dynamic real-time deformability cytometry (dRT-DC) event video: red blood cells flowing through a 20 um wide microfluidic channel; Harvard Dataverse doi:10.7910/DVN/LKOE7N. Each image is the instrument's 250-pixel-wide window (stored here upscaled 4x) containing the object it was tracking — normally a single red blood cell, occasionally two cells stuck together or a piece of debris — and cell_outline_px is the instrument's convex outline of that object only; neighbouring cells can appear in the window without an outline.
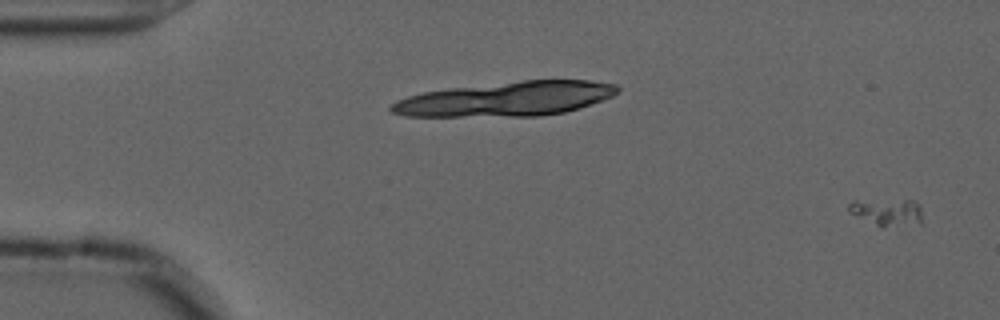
{"species": "common noctule bat (a hibernating species)", "species_latin": "Nyctalus noctula", "temperature_condition": "cold", "stored_images_in_passage": 54, "camera_frame_rate_fps": 3000, "um_per_image_px": 0.085, "animal": {"sex": "male", "forearm_length_mm": 52.5}, "frame": {"image": 1, "passage_image": 1, "time_ms": 0.0, "image_size_px": [1000, 320], "cell_outline_px": [[920, 224], [880, 228], [848, 212], [848, 204], [852, 200], [916, 200], [920, 204]], "centroid_in_image_um": [75.38, 18.04], "position_along_channel_um": 9.6, "area_um2": 12.02}}
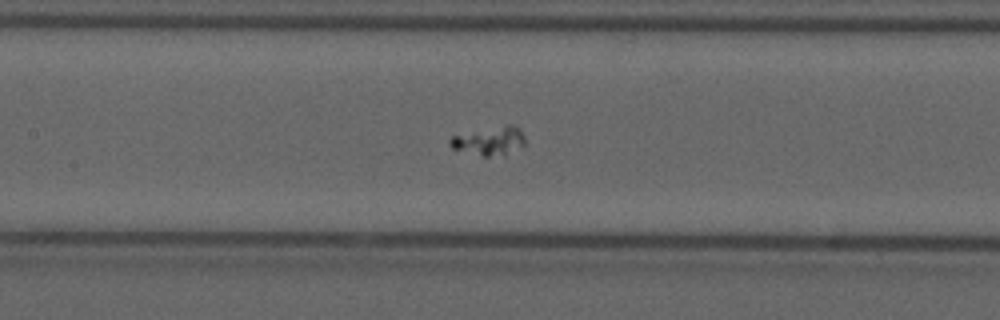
{"frame": {"image": 2, "passage_image": 25, "time_ms": 8.0, "image_size_px": [1000, 320], "cell_outline_px": [[524, 148], [504, 156], [484, 156], [452, 148], [448, 144], [448, 140], [452, 136], [508, 124], [520, 128], [524, 136]], "centroid_in_image_um": [41.66, 12.0], "position_along_channel_um": 165.7, "area_um2": 12.54}}
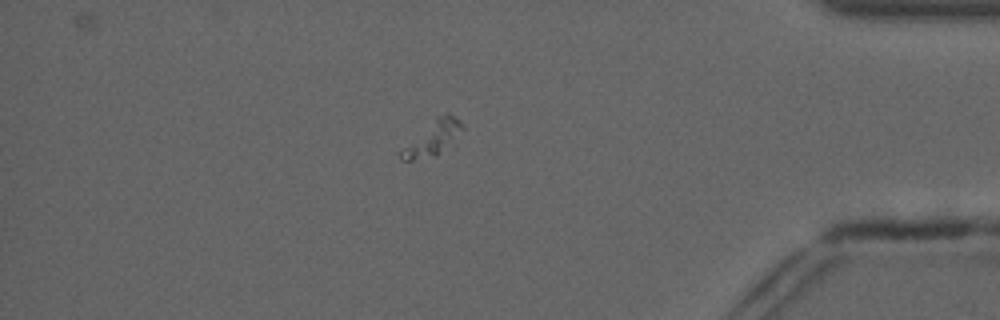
{"frame": {"image": 3, "passage_image": 47, "time_ms": 15.333, "image_size_px": [1000, 320], "cell_outline_px": [[464, 128], [436, 156], [412, 160], [400, 160], [400, 152], [404, 148], [440, 116], [448, 112], [460, 120], [464, 124]], "centroid_in_image_um": [36.83, 11.76], "position_along_channel_um": 398.4, "area_um2": 11.16}}